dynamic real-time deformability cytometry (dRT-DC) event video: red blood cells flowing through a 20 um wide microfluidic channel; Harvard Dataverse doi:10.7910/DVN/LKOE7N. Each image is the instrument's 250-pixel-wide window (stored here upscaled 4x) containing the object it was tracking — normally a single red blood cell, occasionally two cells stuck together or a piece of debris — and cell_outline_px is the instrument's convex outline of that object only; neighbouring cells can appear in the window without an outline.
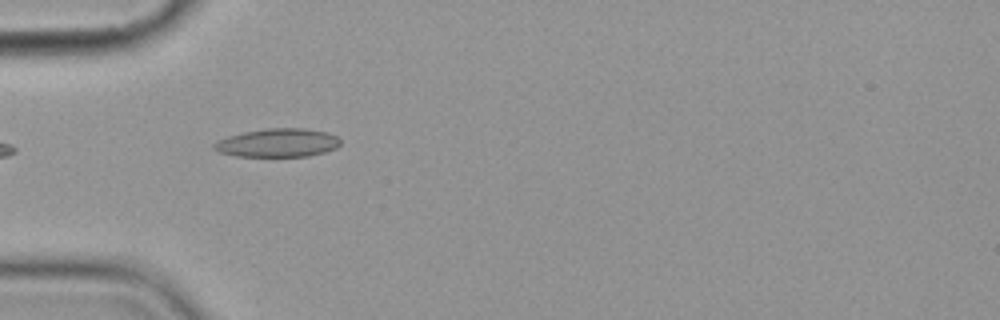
{"species": "common noctule bat (a hibernating species)", "species_latin": "Nyctalus noctula", "temperature_condition": "cold", "stored_images_in_passage": 6, "camera_frame_rate_fps": 3000, "um_per_image_px": 0.085, "animal": {"sex": "female", "body_mass_g": 19.9}, "frame": {"image": 1, "passage_image": 5, "time_ms": 4.667, "image_size_px": [1000, 320], "cell_outline_px": [[340, 144], [336, 148], [324, 152], [308, 156], [236, 156], [220, 152], [212, 148], [212, 144], [216, 140], [228, 136], [244, 132], [268, 128], [304, 128], [328, 132], [336, 136], [340, 140]], "centroid_in_image_um": [23.59, 12.13], "position_along_channel_um": 61.4, "area_um2": 20.98}}
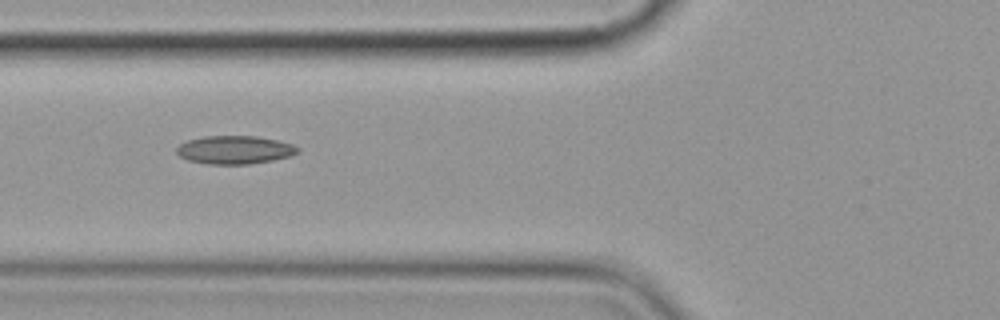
{"frame": {"image": 2, "passage_image": 6, "time_ms": 6.0, "image_size_px": [1000, 320], "cell_outline_px": [[300, 148], [296, 152], [288, 156], [272, 160], [248, 164], [208, 164], [188, 160], [180, 156], [176, 152], [176, 148], [180, 144], [188, 140], [204, 136], [256, 136], [276, 140], [292, 144]], "centroid_in_image_um": [19.91, 12.73], "position_along_channel_um": 105.9, "area_um2": 19.71}}